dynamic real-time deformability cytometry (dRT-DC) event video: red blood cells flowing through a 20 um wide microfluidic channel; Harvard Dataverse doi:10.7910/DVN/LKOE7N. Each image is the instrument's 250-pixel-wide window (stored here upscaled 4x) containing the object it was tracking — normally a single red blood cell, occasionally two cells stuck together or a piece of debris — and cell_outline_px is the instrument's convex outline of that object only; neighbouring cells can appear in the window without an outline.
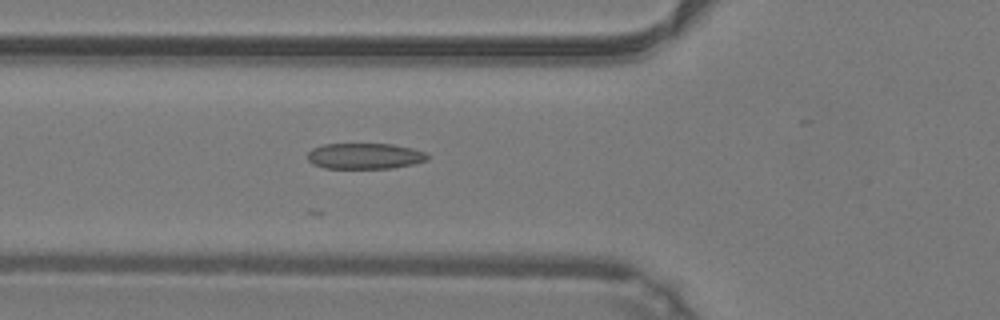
{"species": "common noctule bat (a hibernating species)", "species_latin": "Nyctalus noctula", "temperature_condition": "warm", "stored_images_in_passage": 30, "camera_frame_rate_fps": 3000, "um_per_image_px": 0.085, "animal": {"sex": "male", "body_mass_g": 19.2, "forearm_length_mm": 51.8}, "frame": {"image": 1, "passage_image": 18, "time_ms": 5.667, "image_size_px": [1000, 320], "cell_outline_px": [[428, 160], [412, 164], [392, 168], [324, 168], [312, 164], [308, 160], [308, 152], [312, 148], [324, 144], [392, 144], [412, 148], [424, 152], [428, 156]], "centroid_in_image_um": [30.98, 13.26], "position_along_channel_um": 94.8, "area_um2": 18.03}}
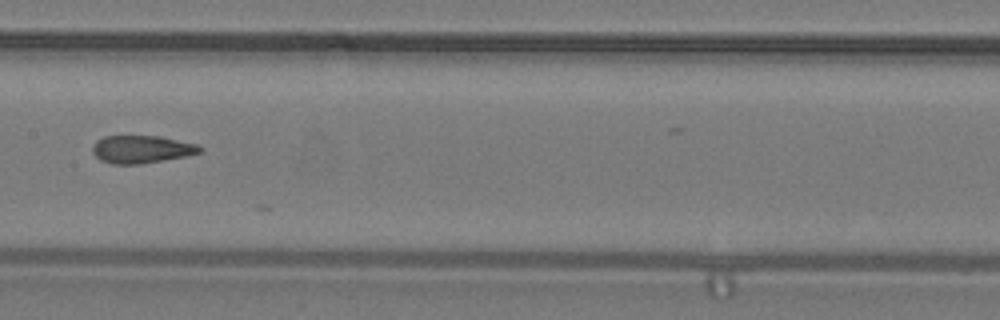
{"frame": {"image": 2, "passage_image": 25, "time_ms": 8.0, "image_size_px": [1000, 320], "cell_outline_px": [[204, 148], [200, 152], [184, 156], [164, 160], [140, 164], [112, 164], [100, 160], [92, 152], [92, 148], [96, 140], [104, 136], [160, 136], [200, 144]], "centroid_in_image_um": [12.05, 12.68], "position_along_channel_um": 195.4, "area_um2": 17.46}}
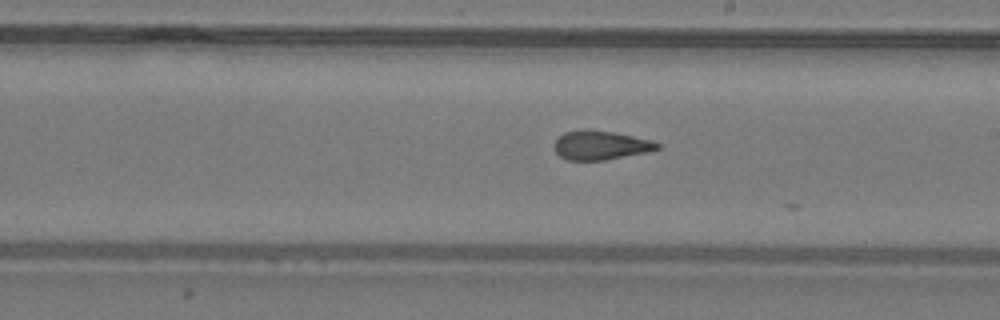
{"frame": {"image": 3, "passage_image": 28, "time_ms": 9.0, "image_size_px": [1000, 320], "cell_outline_px": [[660, 148], [648, 152], [604, 160], [568, 160], [560, 156], [556, 152], [556, 140], [564, 132], [588, 128], [612, 132], [652, 140], [660, 144]], "centroid_in_image_um": [51.07, 12.34], "position_along_channel_um": 237.9, "area_um2": 17.34}}